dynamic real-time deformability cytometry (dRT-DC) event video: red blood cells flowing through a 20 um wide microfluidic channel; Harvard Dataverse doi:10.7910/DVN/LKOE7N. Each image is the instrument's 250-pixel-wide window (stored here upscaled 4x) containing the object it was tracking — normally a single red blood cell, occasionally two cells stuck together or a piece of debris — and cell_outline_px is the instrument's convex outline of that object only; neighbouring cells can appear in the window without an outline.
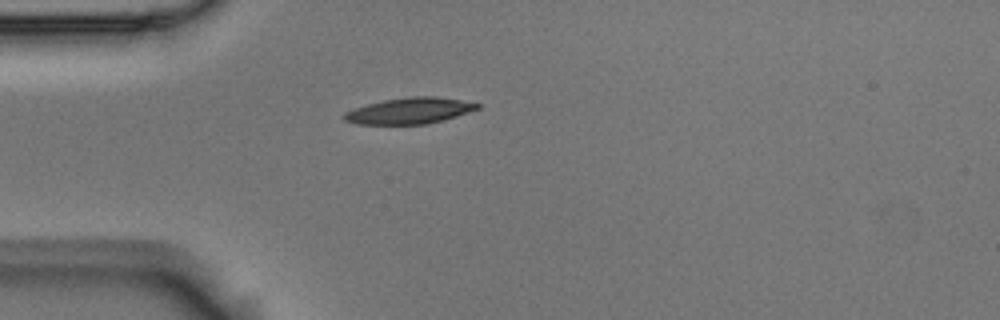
{"species": "Egyptian fruit bat (a non-hibernating species)", "species_latin": "Rousettus aegyptiacus", "temperature_condition": "room temperature", "stored_images_in_passage": 1, "camera_frame_rate_fps": 3000, "um_per_image_px": 0.085, "animal": {"sex": "male"}, "frame": {"image": 1, "passage_image": 1, "time_ms": 0.0, "image_size_px": [1000, 320], "cell_outline_px": [[480, 108], [444, 120], [424, 124], [356, 124], [344, 120], [340, 116], [344, 112], [368, 104], [384, 100], [412, 96], [436, 96], [460, 100], [480, 104]], "centroid_in_image_um": [34.78, 9.42], "position_along_channel_um": 50.2, "area_um2": 20.17}}